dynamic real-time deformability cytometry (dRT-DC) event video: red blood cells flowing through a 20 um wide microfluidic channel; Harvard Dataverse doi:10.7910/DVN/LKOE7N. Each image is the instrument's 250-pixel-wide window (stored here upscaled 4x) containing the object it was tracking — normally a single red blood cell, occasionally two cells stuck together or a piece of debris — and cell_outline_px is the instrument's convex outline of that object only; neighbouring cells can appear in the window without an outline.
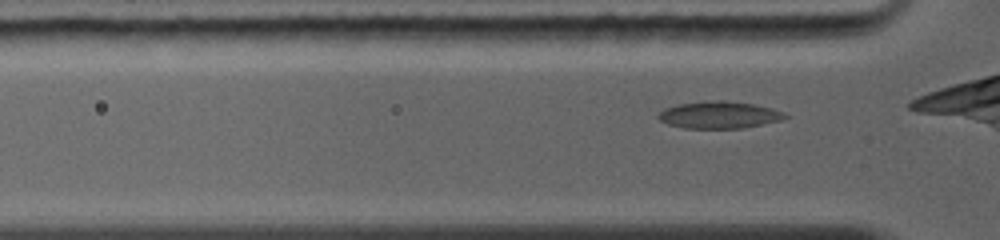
{"species": "common noctule bat (a hibernating species)", "species_latin": "Nyctalus noctula", "temperature_condition": "warm", "stored_images_in_passage": 38, "camera_frame_rate_fps": 5000, "um_per_image_px": 0.085, "animal": {"sex": "female", "body_mass_g": 19.0, "forearm_length_mm": 56.7}, "frame": {"image": 1, "passage_image": 2, "time_ms": 0.2, "image_size_px": [1000, 240], "cell_outline_px": [[788, 116], [780, 120], [740, 128], [684, 128], [668, 124], [660, 120], [656, 116], [664, 108], [680, 104], [716, 100], [724, 100], [752, 104], [772, 108], [784, 112]], "centroid_in_image_um": [61.1, 9.76], "position_along_channel_um": 64.7, "area_um2": 19.65}}
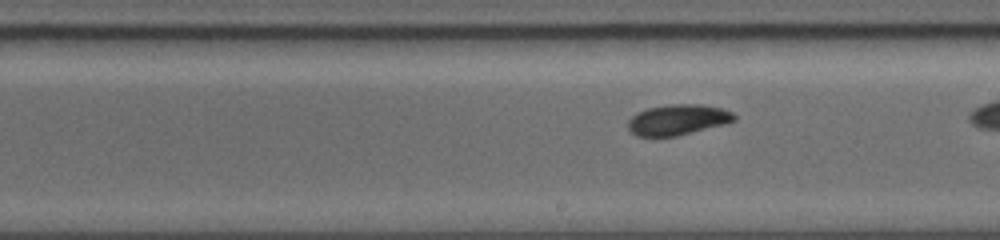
{"frame": {"image": 2, "passage_image": 13, "time_ms": 4.0, "image_size_px": [1000, 240], "cell_outline_px": [[736, 120], [728, 124], [676, 136], [636, 136], [628, 128], [628, 120], [636, 112], [648, 108], [668, 104], [700, 104], [720, 108], [732, 112], [736, 116]], "centroid_in_image_um": [57.63, 10.18], "position_along_channel_um": 231.4, "area_um2": 19.07}}
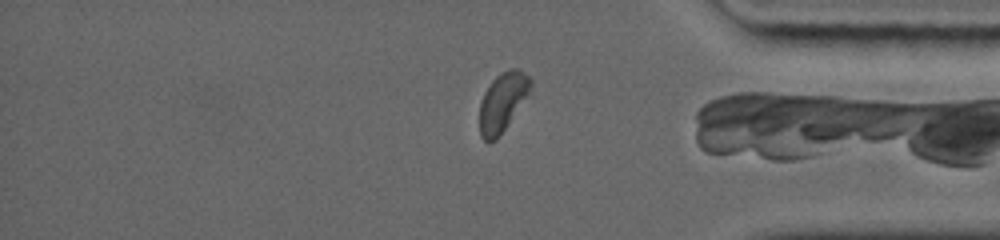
{"frame": {"image": 3, "passage_image": 27, "time_ms": 8.0, "image_size_px": [1000, 240], "cell_outline_px": [[532, 84], [528, 92], [496, 140], [488, 144], [480, 136], [480, 104], [484, 92], [492, 80], [500, 72], [508, 68], [516, 68], [524, 72], [532, 80]], "centroid_in_image_um": [42.67, 8.65], "position_along_channel_um": 392.5, "area_um2": 17.05}}